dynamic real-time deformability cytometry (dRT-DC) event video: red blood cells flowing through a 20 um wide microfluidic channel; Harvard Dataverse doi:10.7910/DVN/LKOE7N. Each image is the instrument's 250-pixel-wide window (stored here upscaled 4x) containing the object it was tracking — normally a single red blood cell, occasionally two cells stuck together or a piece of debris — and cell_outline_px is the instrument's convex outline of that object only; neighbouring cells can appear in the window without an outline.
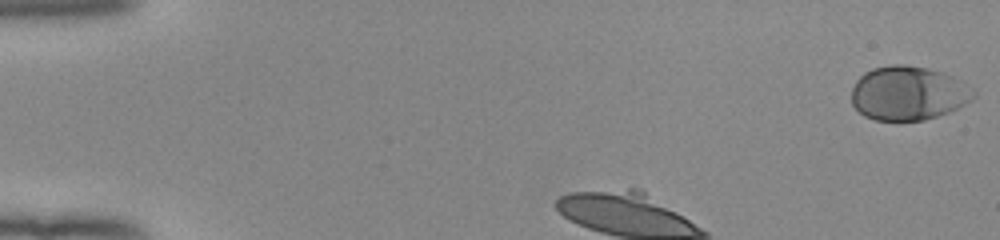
{"species": "human", "species_latin": "Homo sapiens", "temperature_condition": "room temperature", "stored_images_in_passage": 35, "camera_frame_rate_fps": 3000, "um_per_image_px": 0.085, "donor": {"sex": "female"}, "frame": {"image": 1, "passage_image": 1, "time_ms": 0.0, "image_size_px": [1000, 240], "cell_outline_px": [[976, 96], [964, 104], [948, 112], [924, 120], [876, 120], [864, 116], [852, 104], [852, 88], [856, 80], [864, 72], [872, 68], [892, 64], [904, 64], [928, 68], [944, 72], [952, 76], [976, 92]], "centroid_in_image_um": [77.17, 7.91], "position_along_channel_um": 7.8, "area_um2": 38.32}}
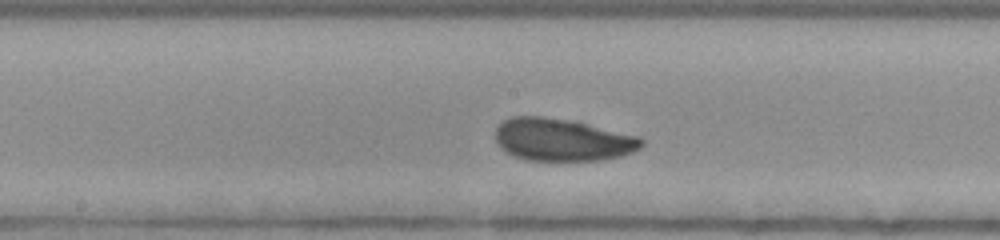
{"frame": {"image": 2, "passage_image": 19, "time_ms": 6.0, "image_size_px": [1000, 240], "cell_outline_px": [[644, 144], [640, 148], [632, 152], [620, 156], [604, 160], [524, 160], [512, 156], [500, 148], [496, 140], [496, 128], [504, 120], [512, 116], [544, 116], [584, 124], [640, 136], [644, 140]], "centroid_in_image_um": [47.77, 11.89], "position_along_channel_um": 200.4, "area_um2": 35.95}}
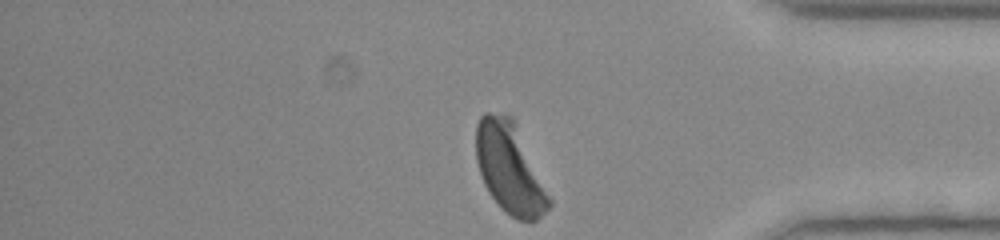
{"frame": {"image": 3, "passage_image": 35, "time_ms": 11.333, "image_size_px": [1000, 240], "cell_outline_px": [[552, 204], [536, 220], [516, 220], [500, 208], [488, 192], [484, 184], [476, 160], [476, 124], [480, 116], [484, 112], [488, 112], [512, 116], [552, 200]], "centroid_in_image_um": [43.31, 14.31], "position_along_channel_um": 391.9, "area_um2": 38.32}, "authors_computed_cell_mechanics": {"area_um2": 36.992, "velocity_mm_per_s": 3.9168, "shape_relaxation_time_tau1_ms": 2.9102, "shape_relaxation_time_tau2_ms": 1.2233, "deformation_change_tau1": 0.0974, "deformation_change_tau2": 0.0553}}